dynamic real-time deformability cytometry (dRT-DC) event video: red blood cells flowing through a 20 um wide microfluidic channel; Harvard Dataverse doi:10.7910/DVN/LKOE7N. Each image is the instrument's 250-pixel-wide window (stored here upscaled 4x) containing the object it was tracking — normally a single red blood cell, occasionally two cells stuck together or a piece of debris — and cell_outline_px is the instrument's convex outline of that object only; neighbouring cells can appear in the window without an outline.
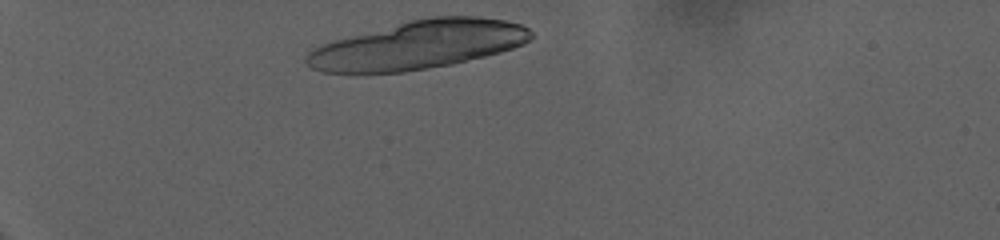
{"species": "human", "species_latin": "Homo sapiens", "temperature_condition": "warm", "stored_images_in_passage": 20, "camera_frame_rate_fps": 3000, "um_per_image_px": 0.085, "donor": {"sex": "female"}, "frame": {"image": 1, "passage_image": 3, "time_ms": 0.667, "image_size_px": [1000, 240], "cell_outline_px": [[532, 36], [524, 44], [500, 52], [452, 64], [404, 72], [320, 72], [308, 68], [304, 64], [304, 56], [312, 48], [332, 40], [412, 20], [432, 16], [480, 16], [504, 20], [520, 24], [528, 28], [532, 32]], "centroid_in_image_um": [35.51, 3.82], "position_along_channel_um": 49.5, "area_um2": 63.12}}